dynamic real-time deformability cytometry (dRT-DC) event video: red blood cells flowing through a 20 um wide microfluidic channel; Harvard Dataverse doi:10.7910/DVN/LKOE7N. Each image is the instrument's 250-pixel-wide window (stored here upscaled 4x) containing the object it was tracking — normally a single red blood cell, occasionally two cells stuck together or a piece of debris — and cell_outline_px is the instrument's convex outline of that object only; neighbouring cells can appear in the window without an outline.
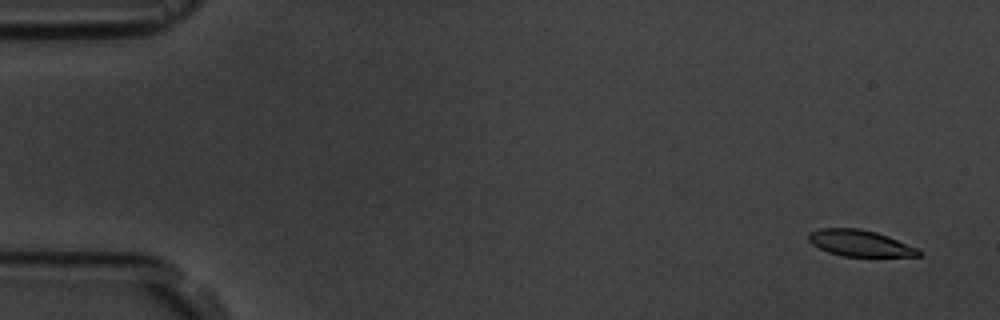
{"species": "common noctule bat (a hibernating species)", "species_latin": "Nyctalus noctula", "temperature_condition": "room temperature", "stored_images_in_passage": 6, "camera_frame_rate_fps": 3000, "um_per_image_px": 0.085, "animal": {"sex": "male", "body_mass_g": 19.5, "forearm_length_mm": 54.6}, "frame": {"image": 1, "passage_image": 1, "time_ms": 0.0, "image_size_px": [1000, 320], "cell_outline_px": [[920, 256], [844, 256], [828, 252], [812, 244], [808, 240], [808, 232], [820, 228], [860, 228], [876, 232], [888, 236], [920, 248]], "centroid_in_image_um": [73.1, 20.66], "position_along_channel_um": 11.9, "area_um2": 16.94}}